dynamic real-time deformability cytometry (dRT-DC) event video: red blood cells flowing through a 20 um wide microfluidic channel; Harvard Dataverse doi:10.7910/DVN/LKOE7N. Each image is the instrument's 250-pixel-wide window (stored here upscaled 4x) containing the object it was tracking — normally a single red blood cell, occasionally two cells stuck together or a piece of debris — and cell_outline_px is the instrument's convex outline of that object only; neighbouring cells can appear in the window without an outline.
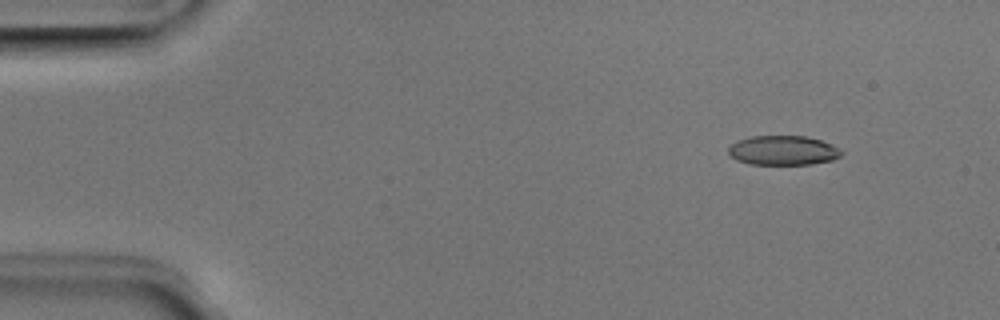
{"species": "Egyptian fruit bat (a non-hibernating species)", "species_latin": "Rousettus aegyptiacus", "temperature_condition": "room temperature", "stored_images_in_passage": 5, "camera_frame_rate_fps": 3000, "um_per_image_px": 0.085, "animal": {"sex": "male"}, "frame": {"image": 1, "passage_image": 2, "time_ms": 0.333, "image_size_px": [1000, 320], "cell_outline_px": [[844, 152], [840, 156], [832, 160], [812, 164], [748, 164], [736, 160], [728, 152], [728, 148], [736, 140], [752, 136], [808, 136], [832, 144], [840, 148]], "centroid_in_image_um": [66.57, 12.78], "position_along_channel_um": 18.4, "area_um2": 19.54}}
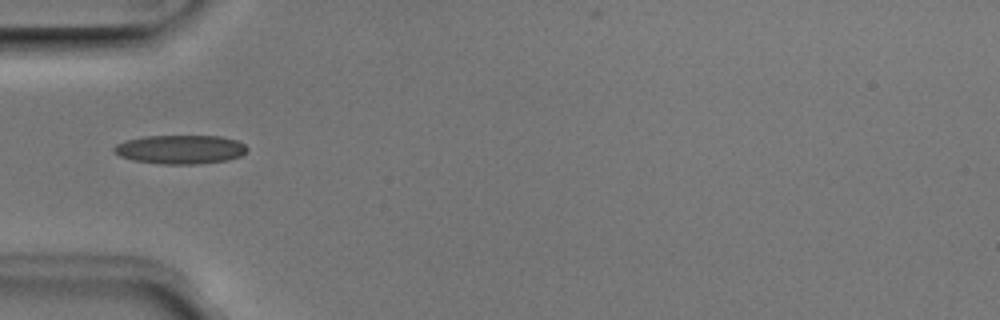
{"frame": {"image": 2, "passage_image": 5, "time_ms": 1.333, "image_size_px": [1000, 320], "cell_outline_px": [[248, 148], [240, 156], [228, 160], [196, 164], [160, 164], [132, 160], [120, 156], [112, 148], [116, 144], [128, 140], [144, 136], [220, 136], [236, 140], [244, 144]], "centroid_in_image_um": [15.33, 12.7], "position_along_channel_um": 69.7, "area_um2": 22.31}}